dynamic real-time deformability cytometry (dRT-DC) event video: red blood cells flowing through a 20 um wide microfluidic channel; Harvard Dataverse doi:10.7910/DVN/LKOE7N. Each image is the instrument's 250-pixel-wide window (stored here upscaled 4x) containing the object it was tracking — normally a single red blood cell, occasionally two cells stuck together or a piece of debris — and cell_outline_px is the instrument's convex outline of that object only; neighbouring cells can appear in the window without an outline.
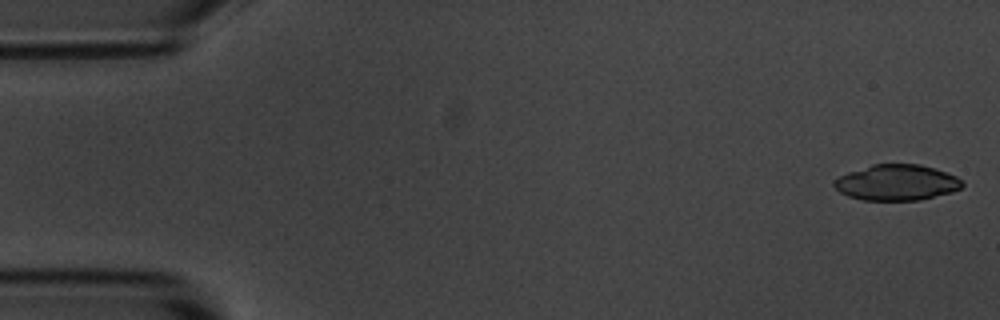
{"species": "common noctule bat (a hibernating species)", "species_latin": "Nyctalus noctula", "temperature_condition": "room temperature", "stored_images_in_passage": 5, "camera_frame_rate_fps": 3000, "um_per_image_px": 0.085, "animal": {"sex": "male", "body_mass_g": 20.1, "forearm_length_mm": 53.5}, "frame": {"image": 1, "passage_image": 1, "time_ms": 0.0, "image_size_px": [1000, 320], "cell_outline_px": [[964, 184], [960, 188], [952, 192], [920, 200], [864, 200], [848, 196], [840, 192], [832, 184], [832, 180], [848, 172], [872, 164], [920, 164], [948, 172], [964, 180]], "centroid_in_image_um": [76.23, 15.51], "position_along_channel_um": 8.8, "area_um2": 26.88}}
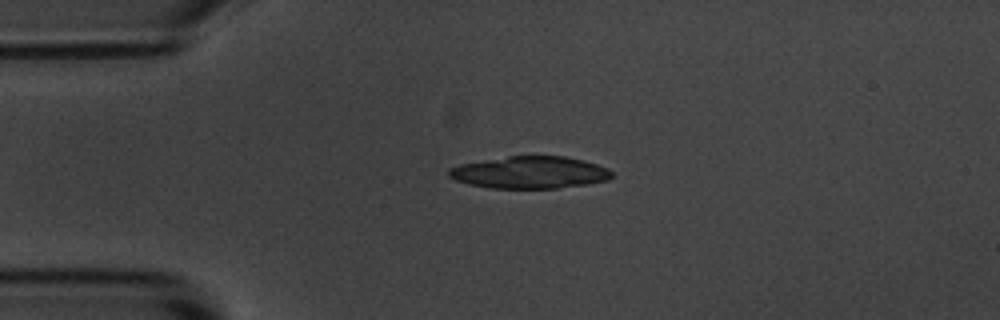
{"frame": {"image": 2, "passage_image": 4, "time_ms": 3.667, "image_size_px": [1000, 320], "cell_outline_px": [[612, 176], [608, 180], [588, 184], [556, 188], [492, 188], [468, 184], [456, 180], [448, 176], [448, 168], [460, 164], [508, 156], [564, 156], [584, 160], [608, 168], [612, 172]], "centroid_in_image_um": [45.04, 14.66], "position_along_channel_um": 40.0, "area_um2": 30.52}}